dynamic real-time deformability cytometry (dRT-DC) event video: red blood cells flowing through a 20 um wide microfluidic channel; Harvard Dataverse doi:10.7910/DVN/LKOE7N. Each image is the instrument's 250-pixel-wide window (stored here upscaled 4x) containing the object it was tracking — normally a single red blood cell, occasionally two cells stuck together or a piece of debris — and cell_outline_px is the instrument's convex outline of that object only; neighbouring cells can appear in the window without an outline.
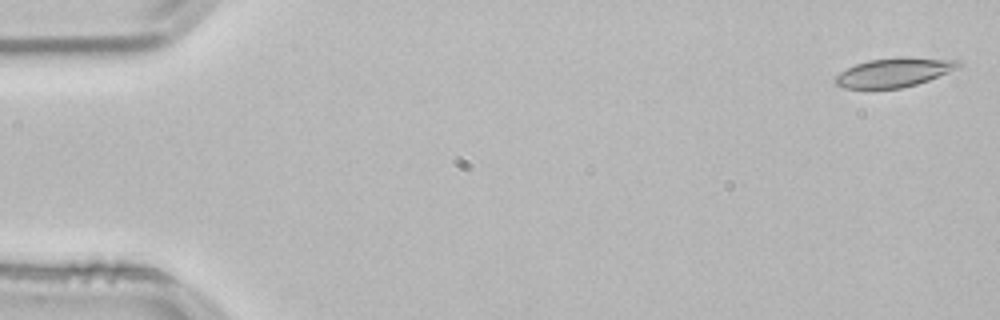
{"species": "common noctule bat (a hibernating species)", "species_latin": "Nyctalus noctula", "temperature_condition": "room temperature", "stored_images_in_passage": 18, "camera_frame_rate_fps": 3000, "um_per_image_px": 0.085, "animal": {"sex": "male", "body_mass_g": 21.5, "forearm_length_mm": 52.0}, "frame": {"image": 1, "passage_image": 1, "time_ms": 0.0, "image_size_px": [1000, 320], "cell_outline_px": [[964, 64], [960, 68], [928, 80], [916, 84], [900, 88], [844, 88], [836, 84], [832, 80], [840, 72], [856, 64], [868, 60], [900, 56], [960, 60]], "centroid_in_image_um": [76.04, 6.14], "position_along_channel_um": 9.0, "area_um2": 21.04}}
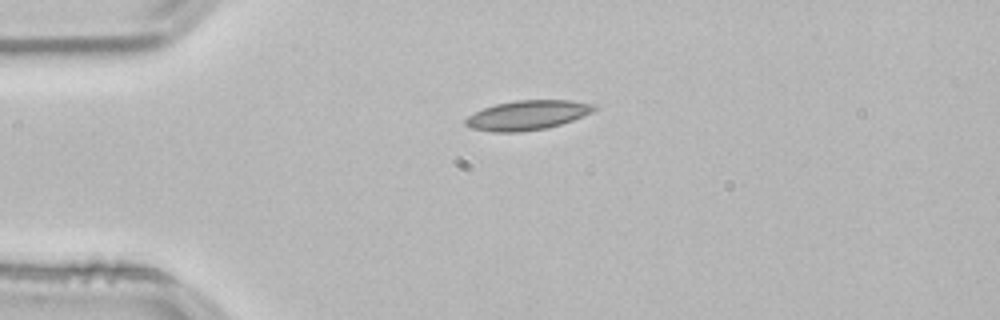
{"frame": {"image": 2, "passage_image": 12, "time_ms": 3.667, "image_size_px": [1000, 320], "cell_outline_px": [[596, 108], [592, 112], [572, 120], [548, 128], [520, 132], [492, 132], [472, 128], [464, 124], [464, 120], [468, 116], [484, 108], [496, 104], [516, 100], [568, 100], [596, 104]], "centroid_in_image_um": [44.82, 9.79], "position_along_channel_um": 40.2, "area_um2": 22.02}}